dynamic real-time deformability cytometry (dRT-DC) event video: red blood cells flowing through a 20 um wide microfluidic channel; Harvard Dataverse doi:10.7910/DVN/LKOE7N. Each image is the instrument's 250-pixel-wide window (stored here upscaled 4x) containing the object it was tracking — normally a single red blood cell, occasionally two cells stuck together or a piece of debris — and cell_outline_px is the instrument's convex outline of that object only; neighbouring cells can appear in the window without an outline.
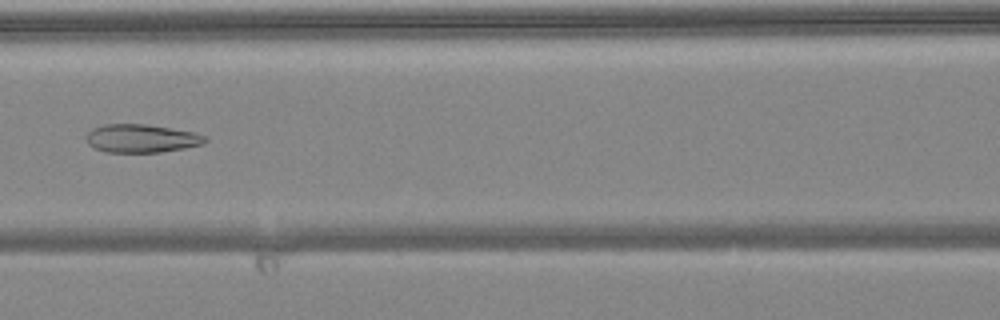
{"species": "common noctule bat (a hibernating species)", "species_latin": "Nyctalus noctula", "temperature_condition": "warm", "stored_images_in_passage": 8, "camera_frame_rate_fps": 3000, "um_per_image_px": 0.085, "animal": {"sex": "female", "body_mass_g": 24.6, "forearm_length_mm": 56.2}, "frame": {"image": 1, "passage_image": 7, "time_ms": 2.0, "image_size_px": [1000, 320], "cell_outline_px": [[208, 140], [204, 144], [184, 148], [160, 152], [104, 152], [88, 144], [88, 132], [92, 128], [104, 124], [144, 124], [196, 132], [204, 136]], "centroid_in_image_um": [12.04, 11.76], "position_along_channel_um": 154.6, "area_um2": 19.48}}
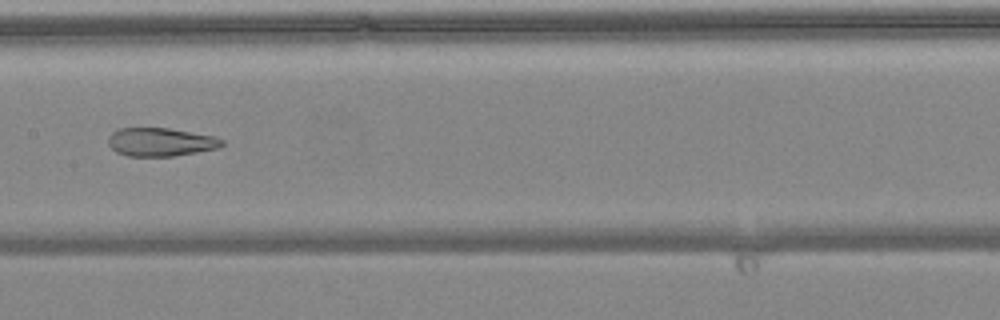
{"frame": {"image": 2, "passage_image": 8, "time_ms": 2.333, "image_size_px": [1000, 320], "cell_outline_px": [[224, 144], [216, 148], [196, 152], [172, 156], [128, 156], [116, 152], [108, 144], [108, 136], [112, 132], [120, 128], [168, 128], [216, 136], [224, 140]], "centroid_in_image_um": [13.64, 12.06], "position_along_channel_um": 193.8, "area_um2": 18.79}}